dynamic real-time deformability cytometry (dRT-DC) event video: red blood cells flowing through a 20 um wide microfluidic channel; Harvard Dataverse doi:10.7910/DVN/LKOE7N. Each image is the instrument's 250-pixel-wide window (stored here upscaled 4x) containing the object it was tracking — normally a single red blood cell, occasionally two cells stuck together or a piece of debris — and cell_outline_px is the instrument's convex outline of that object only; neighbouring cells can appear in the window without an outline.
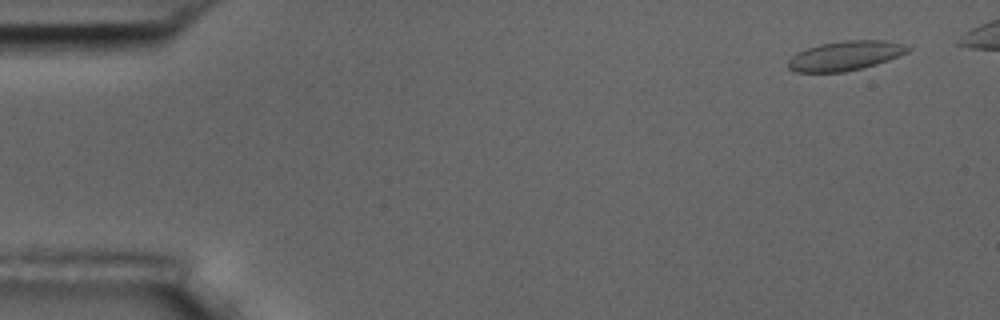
{"species": "common noctule bat (a hibernating species)", "species_latin": "Nyctalus noctula", "temperature_condition": "room temperature", "stored_images_in_passage": 6, "segment_of_instrument_passage": [2, 2], "camera_frame_rate_fps": 3000, "um_per_image_px": 0.085, "animal": {"sex": "male", "body_mass_g": 17.5, "forearm_length_mm": 52.3}, "frame": {"image": 1, "passage_image": 6, "time_ms": 5.667, "image_size_px": [1000, 320], "cell_outline_px": [[912, 48], [908, 52], [876, 64], [844, 72], [792, 72], [788, 68], [788, 60], [796, 52], [820, 44], [840, 40], [884, 40], [900, 44]], "centroid_in_image_um": [71.79, 4.73], "position_along_channel_um": 13.2, "area_um2": 20.46}}